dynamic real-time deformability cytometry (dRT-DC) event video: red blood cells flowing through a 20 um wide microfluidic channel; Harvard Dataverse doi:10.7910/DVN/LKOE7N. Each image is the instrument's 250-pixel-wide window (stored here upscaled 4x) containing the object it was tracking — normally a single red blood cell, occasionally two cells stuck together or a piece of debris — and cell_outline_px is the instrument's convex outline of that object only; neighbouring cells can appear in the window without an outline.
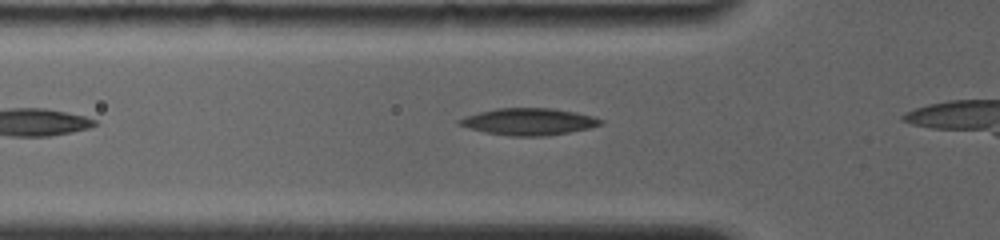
{"species": "common noctule bat (a hibernating species)", "species_latin": "Nyctalus noctula", "temperature_condition": "room temperature", "stored_images_in_passage": 3, "camera_frame_rate_fps": 4000, "um_per_image_px": 0.085, "animal": {"sex": "female", "body_mass_g": 19.0, "forearm_length_mm": 56.7}, "frame": {"image": 1, "passage_image": 3, "time_ms": 1.25, "image_size_px": [1000, 240], "cell_outline_px": [[604, 124], [588, 128], [568, 132], [544, 136], [508, 136], [484, 132], [468, 128], [456, 124], [456, 120], [464, 116], [496, 108], [552, 108], [576, 112], [592, 116], [604, 120]], "centroid_in_image_um": [44.9, 10.34], "position_along_channel_um": 80.9, "area_um2": 22.25}}